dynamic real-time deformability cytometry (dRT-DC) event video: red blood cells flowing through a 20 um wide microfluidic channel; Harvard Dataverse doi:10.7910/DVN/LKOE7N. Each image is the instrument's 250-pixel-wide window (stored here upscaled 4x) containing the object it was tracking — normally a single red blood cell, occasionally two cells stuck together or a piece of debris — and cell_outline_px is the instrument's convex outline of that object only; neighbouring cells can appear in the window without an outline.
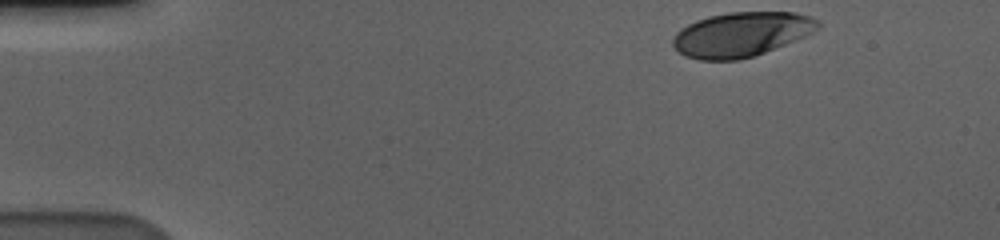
{"species": "human", "species_latin": "Homo sapiens", "temperature_condition": "cold", "stored_images_in_passage": 42, "camera_frame_rate_fps": 3000, "um_per_image_px": 0.085, "donor": {"sex": "male"}, "frame": {"image": 1, "passage_image": 1, "time_ms": 0.0, "image_size_px": [1000, 240], "cell_outline_px": [[820, 28], [796, 40], [764, 52], [752, 56], [736, 60], [700, 60], [684, 56], [672, 44], [672, 36], [680, 28], [696, 20], [708, 16], [728, 12], [796, 12], [812, 16], [820, 20]], "centroid_in_image_um": [63.01, 2.91], "position_along_channel_um": 22.0, "area_um2": 37.8}}
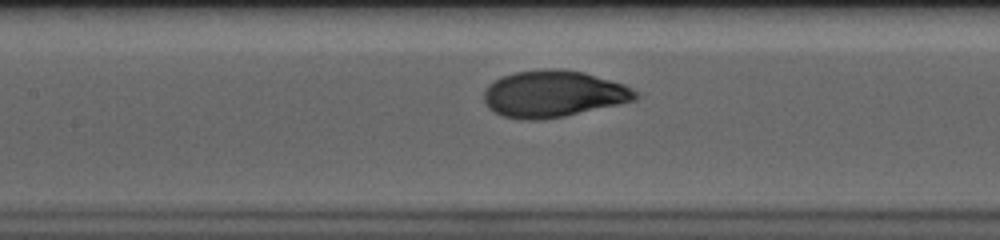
{"frame": {"image": 2, "passage_image": 21, "time_ms": 6.667, "image_size_px": [1000, 240], "cell_outline_px": [[640, 96], [636, 100], [620, 104], [564, 116], [540, 120], [520, 120], [504, 116], [488, 108], [484, 100], [484, 88], [488, 84], [504, 76], [516, 72], [544, 68], [560, 68], [584, 72], [624, 84], [636, 92]], "centroid_in_image_um": [47.03, 7.98], "position_along_channel_um": 160.4, "area_um2": 41.33}}
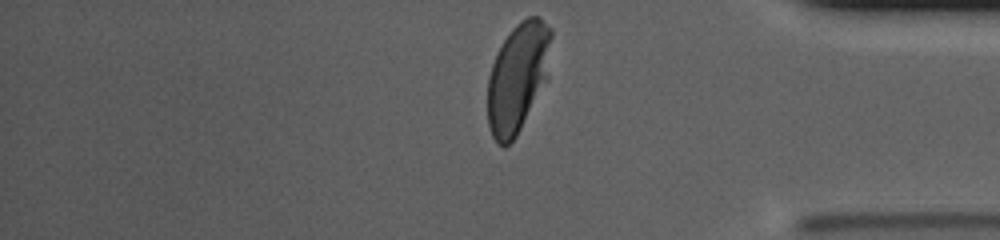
{"frame": {"image": 3, "passage_image": 42, "time_ms": 13.667, "image_size_px": [1000, 240], "cell_outline_px": [[552, 36], [548, 80], [516, 136], [504, 148], [496, 144], [492, 136], [488, 124], [488, 76], [496, 52], [512, 28], [520, 20], [528, 16], [540, 16], [552, 28]], "centroid_in_image_um": [44.03, 6.56], "position_along_channel_um": 391.2, "area_um2": 41.15}, "authors_computed_cell_mechanics": {"area_um2": 40.8357, "velocity_mm_per_s": 3.5705, "shape_relaxation_time_tau1_ms": 3.2875, "shape_relaxation_time_tau2_ms": null, "deformation_change_tau1": 0.1743, "deformation_change_tau2": null}}